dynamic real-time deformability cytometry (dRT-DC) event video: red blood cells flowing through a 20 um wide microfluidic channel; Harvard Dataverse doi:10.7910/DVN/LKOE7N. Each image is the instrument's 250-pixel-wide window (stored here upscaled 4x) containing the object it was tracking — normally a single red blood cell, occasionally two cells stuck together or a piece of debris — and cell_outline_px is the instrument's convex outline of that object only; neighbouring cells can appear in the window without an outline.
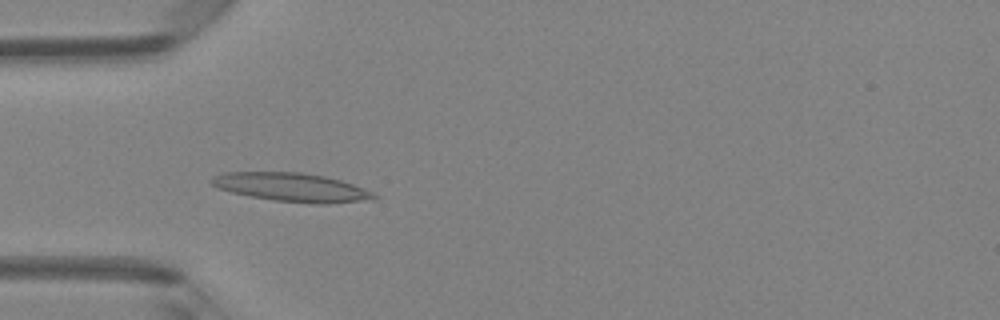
{"species": "Egyptian fruit bat (a non-hibernating species)", "species_latin": "Rousettus aegyptiacus", "temperature_condition": "room temperature", "stored_images_in_passage": 47, "camera_frame_rate_fps": 3000, "um_per_image_px": 0.085, "animal": {"sex": "female"}, "frame": {"image": 1, "passage_image": 14, "time_ms": 4.333, "image_size_px": [1000, 320], "cell_outline_px": [[380, 196], [376, 200], [324, 204], [316, 204], [276, 200], [252, 196], [232, 192], [216, 188], [208, 180], [212, 176], [224, 172], [300, 172], [324, 176], [340, 180], [352, 184], [372, 192]], "centroid_in_image_um": [24.81, 15.92], "position_along_channel_um": 60.2, "area_um2": 27.17}}
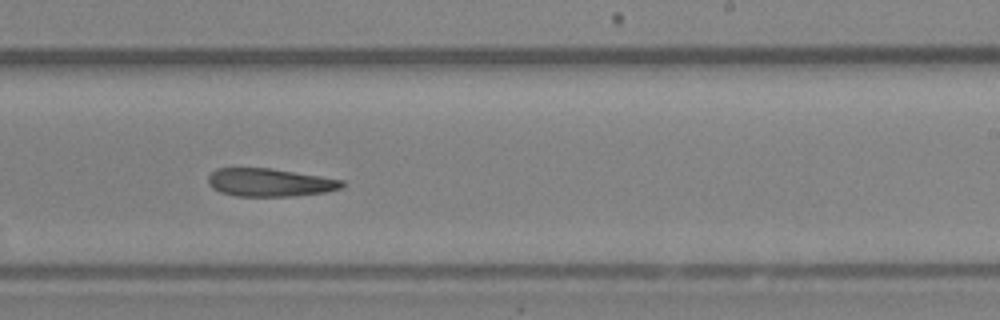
{"frame": {"image": 2, "passage_image": 29, "time_ms": 9.333, "image_size_px": [1000, 320], "cell_outline_px": [[348, 184], [340, 188], [324, 192], [292, 196], [236, 196], [220, 192], [212, 188], [208, 184], [208, 176], [216, 168], [268, 168], [320, 176], [344, 180]], "centroid_in_image_um": [22.92, 15.51], "position_along_channel_um": 266.1, "area_um2": 21.85}}
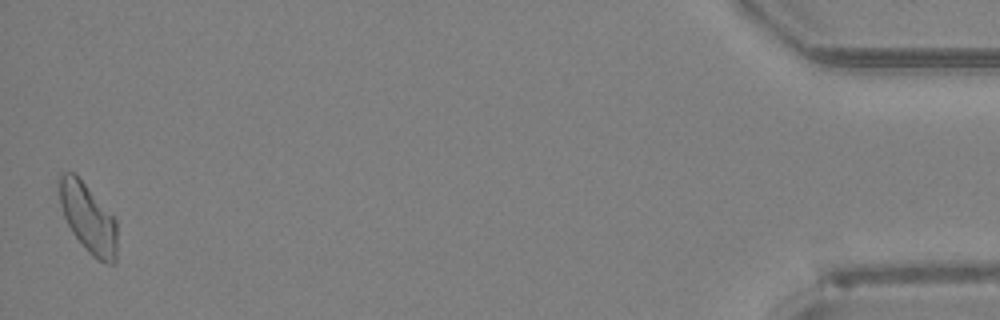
{"frame": {"image": 3, "passage_image": 47, "time_ms": 15.333, "image_size_px": [1000, 320], "cell_outline_px": [[116, 264], [108, 264], [96, 260], [88, 252], [72, 232], [64, 216], [60, 204], [56, 180], [60, 172], [72, 172], [84, 184], [116, 220]], "centroid_in_image_um": [7.45, 18.55], "position_along_channel_um": 427.7, "area_um2": 23.18}}